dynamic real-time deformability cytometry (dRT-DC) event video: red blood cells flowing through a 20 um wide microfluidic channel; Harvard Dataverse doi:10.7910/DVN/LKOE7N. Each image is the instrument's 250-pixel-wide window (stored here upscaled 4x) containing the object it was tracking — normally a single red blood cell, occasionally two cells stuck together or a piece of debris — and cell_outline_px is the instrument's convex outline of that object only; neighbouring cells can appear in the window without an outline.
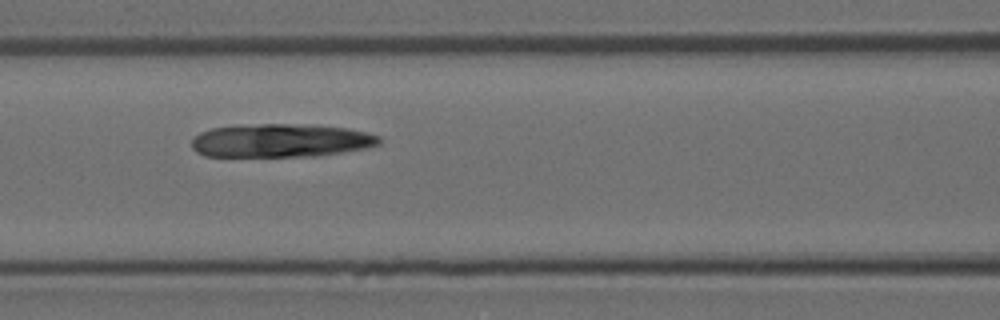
{"species": "Egyptian fruit bat (a non-hibernating species)", "species_latin": "Rousettus aegyptiacus", "temperature_condition": "room temperature", "stored_images_in_passage": 7, "segment_of_instrument_passage": [1, 2], "camera_frame_rate_fps": 3000, "um_per_image_px": 0.085, "animal": {"sex": "female"}, "frame": {"image": 1, "passage_image": 5, "time_ms": 5.667, "image_size_px": [1000, 320], "cell_outline_px": [[380, 144], [364, 148], [316, 156], [204, 156], [196, 152], [192, 148], [192, 140], [200, 132], [212, 128], [240, 124], [288, 124], [348, 128], [368, 132], [380, 136]], "centroid_in_image_um": [23.83, 11.94], "position_along_channel_um": 142.8, "area_um2": 36.41}}
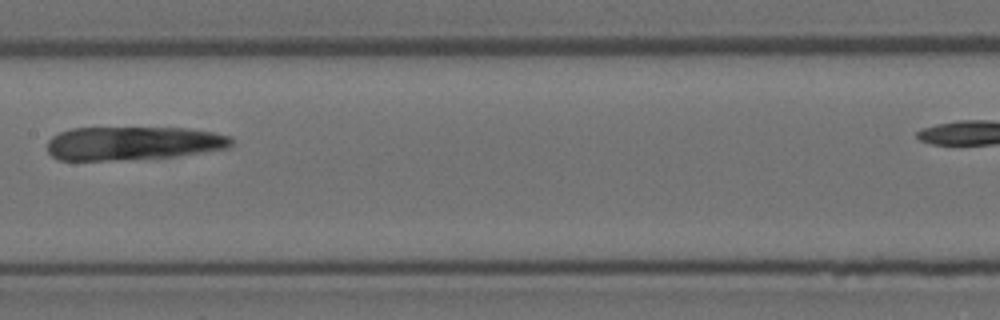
{"frame": {"image": 2, "passage_image": 6, "time_ms": 7.0, "image_size_px": [1000, 320], "cell_outline_px": [[232, 144], [228, 148], [176, 156], [104, 160], [60, 160], [52, 156], [48, 152], [48, 140], [52, 136], [60, 132], [72, 128], [188, 128], [212, 132], [232, 136]], "centroid_in_image_um": [11.31, 12.17], "position_along_channel_um": 196.1, "area_um2": 35.78}}